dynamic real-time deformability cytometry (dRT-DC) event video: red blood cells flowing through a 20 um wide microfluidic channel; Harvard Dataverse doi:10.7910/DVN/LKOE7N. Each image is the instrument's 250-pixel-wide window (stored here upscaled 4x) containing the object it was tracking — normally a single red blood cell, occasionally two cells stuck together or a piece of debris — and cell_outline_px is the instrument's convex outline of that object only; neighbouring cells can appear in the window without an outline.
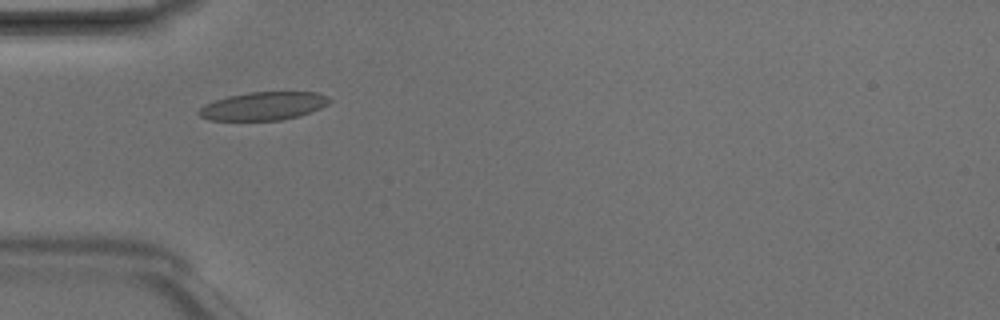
{"species": "Egyptian fruit bat (a non-hibernating species)", "species_latin": "Rousettus aegyptiacus", "temperature_condition": "room temperature", "stored_images_in_passage": 6, "camera_frame_rate_fps": 3000, "um_per_image_px": 0.085, "animal": {"sex": "male"}, "frame": {"image": 1, "passage_image": 3, "time_ms": 0.667, "image_size_px": [1000, 320], "cell_outline_px": [[332, 100], [328, 104], [320, 108], [300, 116], [280, 120], [208, 120], [200, 116], [196, 112], [204, 104], [228, 96], [248, 92], [316, 92], [328, 96]], "centroid_in_image_um": [22.39, 9.01], "position_along_channel_um": 62.6, "area_um2": 21.5}}
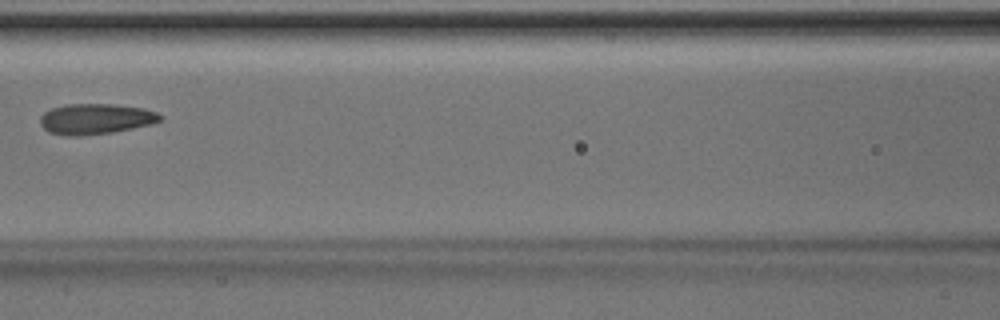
{"frame": {"image": 2, "passage_image": 5, "time_ms": 1.333, "image_size_px": [1000, 320], "cell_outline_px": [[164, 116], [160, 120], [152, 124], [112, 132], [76, 136], [68, 136], [48, 132], [40, 124], [40, 116], [44, 112], [52, 108], [68, 104], [112, 104], [144, 108], [156, 112]], "centroid_in_image_um": [8.12, 10.1], "position_along_channel_um": 158.5, "area_um2": 21.33}}
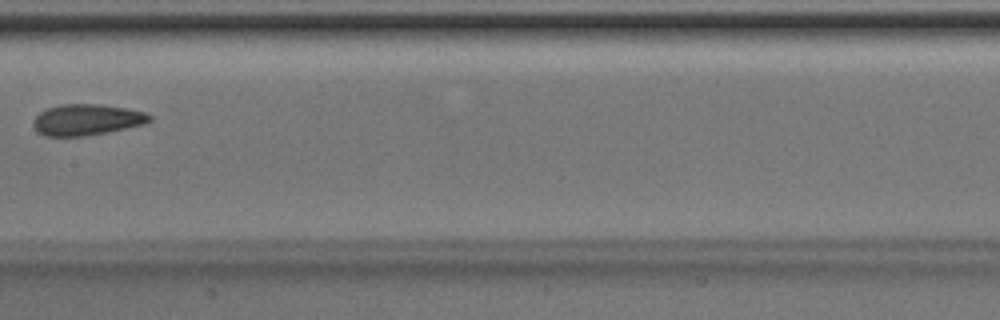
{"frame": {"image": 3, "passage_image": 6, "time_ms": 1.667, "image_size_px": [1000, 320], "cell_outline_px": [[152, 120], [144, 124], [108, 132], [84, 136], [44, 136], [36, 132], [32, 124], [32, 120], [44, 108], [60, 104], [100, 104], [128, 108], [144, 112], [152, 116]], "centroid_in_image_um": [7.33, 10.17], "position_along_channel_um": 200.1, "area_um2": 21.39}}